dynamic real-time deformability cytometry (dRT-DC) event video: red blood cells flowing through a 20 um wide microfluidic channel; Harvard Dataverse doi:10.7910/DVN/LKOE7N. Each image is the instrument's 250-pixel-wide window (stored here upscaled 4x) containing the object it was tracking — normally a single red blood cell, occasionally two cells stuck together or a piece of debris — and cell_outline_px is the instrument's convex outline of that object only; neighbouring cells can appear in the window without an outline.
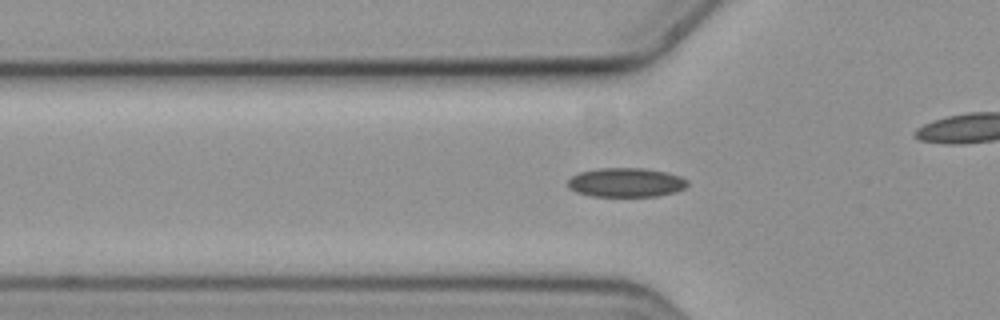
{"species": "common noctule bat (a hibernating species)", "species_latin": "Nyctalus noctula", "temperature_condition": "cold", "stored_images_in_passage": 47, "camera_frame_rate_fps": 3000, "um_per_image_px": 0.085, "animal": {"sex": "female", "body_mass_g": 19.3, "forearm_length_mm": 54.1}, "frame": {"image": 1, "passage_image": 7, "time_ms": 2.0, "image_size_px": [1000, 320], "cell_outline_px": [[688, 184], [684, 188], [676, 192], [656, 196], [592, 196], [576, 192], [568, 188], [568, 180], [572, 176], [580, 172], [600, 168], [644, 168], [668, 172], [680, 176], [688, 180]], "centroid_in_image_um": [53.22, 15.51], "position_along_channel_um": 72.6, "area_um2": 20.4}}
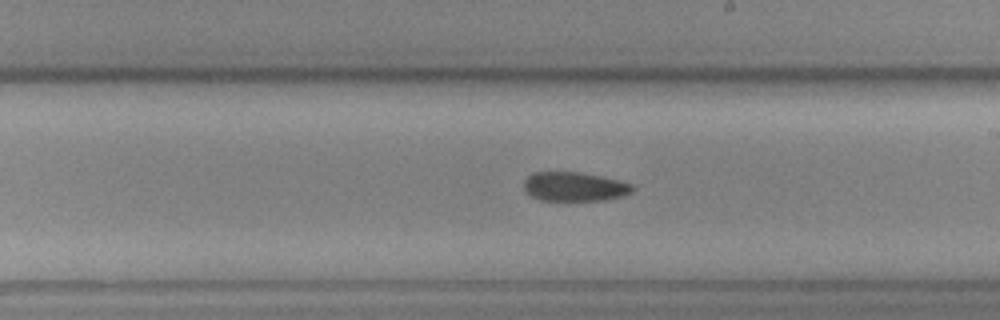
{"frame": {"image": 2, "passage_image": 21, "time_ms": 6.667, "image_size_px": [1000, 320], "cell_outline_px": [[636, 188], [632, 192], [624, 196], [604, 200], [540, 200], [532, 196], [524, 188], [524, 180], [532, 172], [580, 172], [620, 180], [632, 184]], "centroid_in_image_um": [48.87, 15.86], "position_along_channel_um": 240.1, "area_um2": 18.5}}
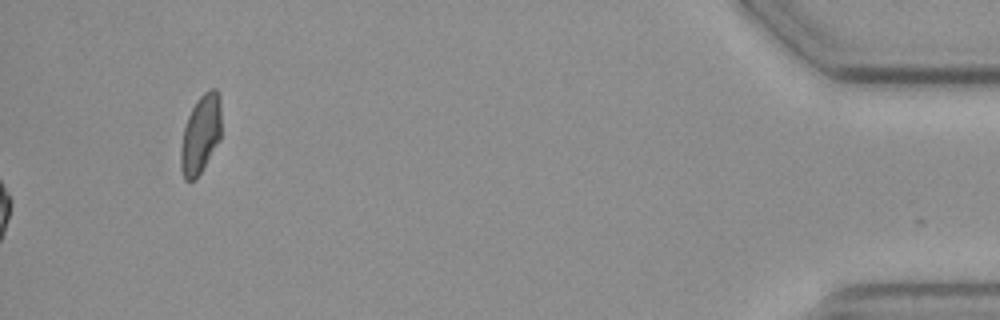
{"frame": {"image": 3, "passage_image": 47, "time_ms": 15.333, "image_size_px": [1000, 320], "cell_outline_px": [[220, 140], [196, 180], [184, 180], [180, 168], [180, 148], [184, 128], [188, 116], [196, 100], [208, 88], [216, 88], [220, 96]], "centroid_in_image_um": [17.04, 11.41], "position_along_channel_um": 418.2, "area_um2": 18.73}}